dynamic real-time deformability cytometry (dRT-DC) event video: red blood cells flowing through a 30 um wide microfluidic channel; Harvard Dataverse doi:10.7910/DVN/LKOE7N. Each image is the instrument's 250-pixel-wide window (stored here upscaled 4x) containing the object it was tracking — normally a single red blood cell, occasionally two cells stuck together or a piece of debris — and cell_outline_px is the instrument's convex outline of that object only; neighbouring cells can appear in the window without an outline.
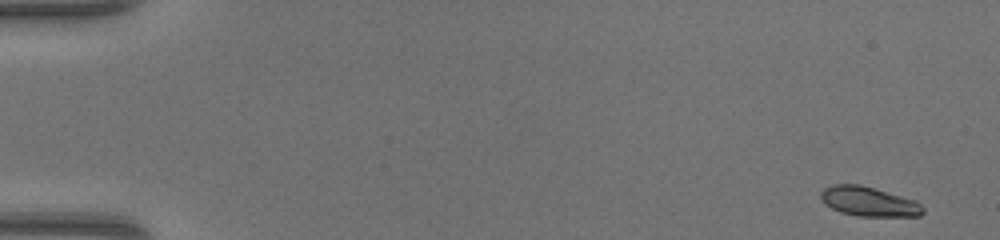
{"species": "common noctule bat (a hibernating species)", "species_latin": "Nyctalus noctula", "temperature_condition": "warm", "stored_images_in_passage": 48, "camera_frame_rate_fps": 3000, "um_per_image_px": 0.085, "animal": {"sex": "female", "body_mass_g": 17.0, "forearm_length_mm": 48.0}, "frame": {"image": 1, "passage_image": 1, "time_ms": 0.0, "image_size_px": [1000, 240], "cell_outline_px": [[924, 212], [920, 216], [860, 216], [840, 212], [832, 208], [820, 196], [820, 192], [824, 188], [832, 184], [860, 184], [916, 200], [924, 208]], "centroid_in_image_um": [73.88, 17.12], "position_along_channel_um": 11.1, "area_um2": 17.46}}
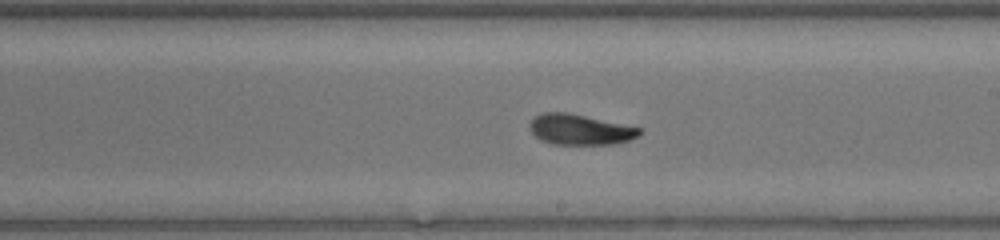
{"frame": {"image": 2, "passage_image": 28, "time_ms": 9.0, "image_size_px": [1000, 240], "cell_outline_px": [[640, 136], [628, 140], [612, 144], [552, 144], [540, 140], [528, 128], [528, 124], [540, 112], [568, 112], [640, 128]], "centroid_in_image_um": [49.25, 11.01], "position_along_channel_um": 239.8, "area_um2": 19.42}}
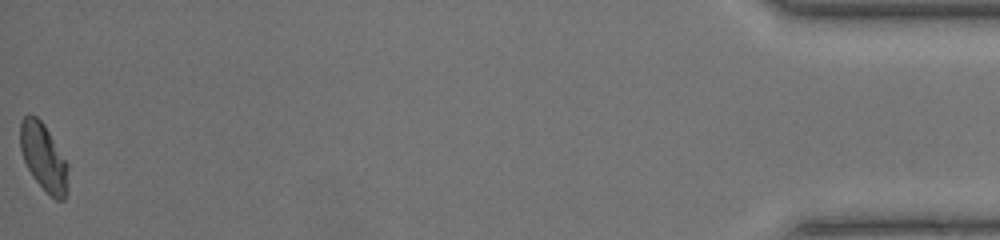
{"frame": {"image": 3, "passage_image": 48, "time_ms": 15.667, "image_size_px": [1000, 240], "cell_outline_px": [[68, 192], [64, 200], [56, 200], [32, 176], [24, 160], [20, 148], [20, 120], [28, 112], [36, 116], [44, 124], [68, 164]], "centroid_in_image_um": [3.71, 13.34], "position_along_channel_um": 431.5, "area_um2": 18.79}, "authors_computed_cell_mechanics": {"area_um2": 19.074, "velocity_mm_per_s": 4.3159, "shape_relaxation_time_tau1_ms": 3.1728, "shape_relaxation_time_tau2_ms": 3.5284, "deformation_change_tau1": 0.1236, "deformation_change_tau2": 0.0907}}